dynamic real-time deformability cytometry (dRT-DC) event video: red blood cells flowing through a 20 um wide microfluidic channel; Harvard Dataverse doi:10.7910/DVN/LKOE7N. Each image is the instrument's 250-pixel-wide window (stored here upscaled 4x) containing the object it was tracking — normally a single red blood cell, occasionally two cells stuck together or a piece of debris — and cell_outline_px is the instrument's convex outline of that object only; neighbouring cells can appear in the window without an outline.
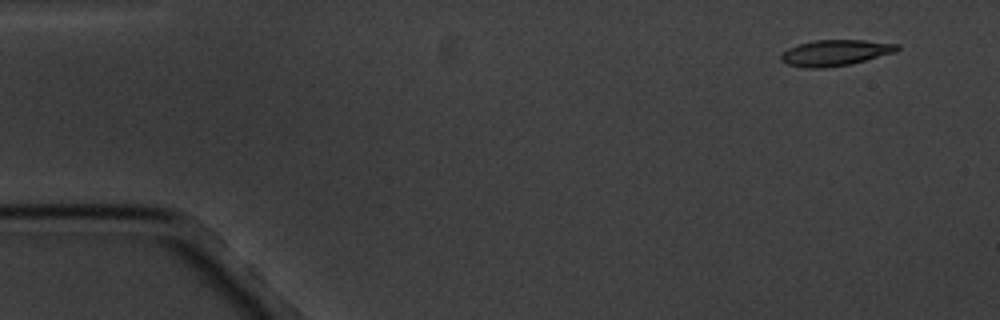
{"species": "common noctule bat (a hibernating species)", "species_latin": "Nyctalus noctula", "temperature_condition": "cold", "stored_images_in_passage": 5, "camera_frame_rate_fps": 3000, "um_per_image_px": 0.085, "animal": {"sex": "male", "body_mass_g": 20.1, "forearm_length_mm": 53.5}, "frame": {"image": 1, "passage_image": 1, "time_ms": 0.0, "image_size_px": [1000, 320], "cell_outline_px": [[900, 48], [896, 52], [848, 64], [824, 68], [804, 68], [788, 64], [780, 60], [780, 56], [788, 48], [800, 44], [816, 40], [864, 40], [900, 44]], "centroid_in_image_um": [71.0, 4.48], "position_along_channel_um": 14.0, "area_um2": 17.4}}
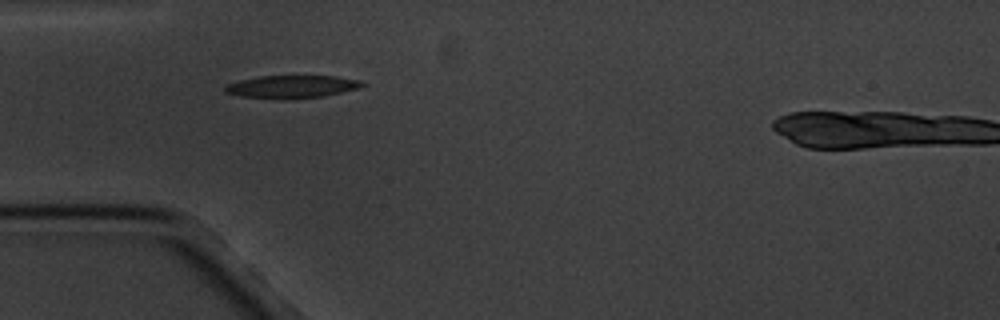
{"frame": {"image": 2, "passage_image": 4, "time_ms": 4.333, "image_size_px": [1000, 320], "cell_outline_px": [[368, 84], [360, 88], [324, 96], [280, 100], [240, 96], [224, 92], [224, 88], [228, 84], [240, 80], [260, 76], [336, 76], [360, 80]], "centroid_in_image_um": [24.83, 7.38], "position_along_channel_um": 60.2, "area_um2": 18.38}}
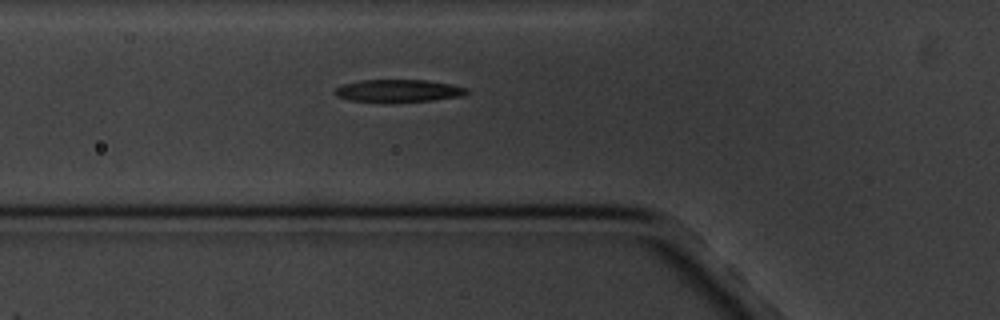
{"frame": {"image": 3, "passage_image": 5, "time_ms": 5.333, "image_size_px": [1000, 320], "cell_outline_px": [[468, 92], [460, 96], [432, 100], [348, 100], [336, 96], [332, 92], [336, 88], [344, 84], [364, 80], [428, 80], [452, 84], [468, 88]], "centroid_in_image_um": [33.88, 7.68], "position_along_channel_um": 91.9, "area_um2": 16.59}}